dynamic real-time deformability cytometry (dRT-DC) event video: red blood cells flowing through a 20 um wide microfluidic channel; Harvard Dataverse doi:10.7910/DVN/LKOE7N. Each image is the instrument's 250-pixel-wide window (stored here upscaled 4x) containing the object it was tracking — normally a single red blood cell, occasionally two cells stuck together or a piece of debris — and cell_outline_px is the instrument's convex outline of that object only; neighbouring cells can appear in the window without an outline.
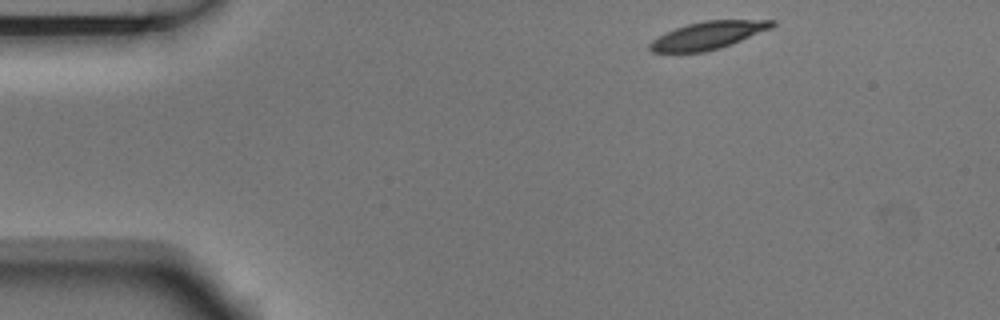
{"species": "Egyptian fruit bat (a non-hibernating species)", "species_latin": "Rousettus aegyptiacus", "temperature_condition": "room temperature", "stored_images_in_passage": 3, "camera_frame_rate_fps": 3000, "um_per_image_px": 0.085, "animal": {"sex": "male"}, "frame": {"image": 1, "passage_image": 1, "time_ms": 0.0, "image_size_px": [1000, 320], "cell_outline_px": [[776, 24], [772, 28], [720, 48], [704, 52], [652, 52], [648, 48], [648, 44], [656, 36], [676, 28], [688, 24], [704, 20], [776, 20]], "centroid_in_image_um": [60.16, 3.0], "position_along_channel_um": 24.8, "area_um2": 19.65}}